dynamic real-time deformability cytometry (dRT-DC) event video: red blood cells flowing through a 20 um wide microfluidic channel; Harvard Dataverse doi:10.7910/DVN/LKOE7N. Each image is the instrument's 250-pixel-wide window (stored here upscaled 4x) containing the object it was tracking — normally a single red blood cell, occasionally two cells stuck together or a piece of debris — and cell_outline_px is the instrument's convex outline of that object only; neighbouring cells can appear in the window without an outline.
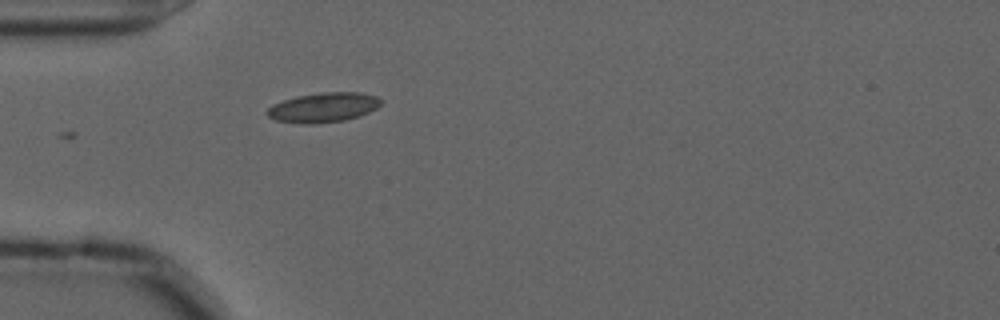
{"species": "common noctule bat (a hibernating species)", "species_latin": "Nyctalus noctula", "temperature_condition": "cold", "stored_images_in_passage": 5, "camera_frame_rate_fps": 3000, "um_per_image_px": 0.085, "animal": {"sex": "male", "forearm_length_mm": 52.5}, "frame": {"image": 1, "passage_image": 1, "time_ms": 0.0, "image_size_px": [1000, 320], "cell_outline_px": [[380, 104], [376, 108], [360, 116], [344, 120], [312, 124], [304, 124], [276, 120], [268, 116], [264, 112], [272, 104], [296, 96], [320, 92], [360, 92], [376, 96], [380, 100]], "centroid_in_image_um": [27.45, 9.13], "position_along_channel_um": 57.5, "area_um2": 19.65}}